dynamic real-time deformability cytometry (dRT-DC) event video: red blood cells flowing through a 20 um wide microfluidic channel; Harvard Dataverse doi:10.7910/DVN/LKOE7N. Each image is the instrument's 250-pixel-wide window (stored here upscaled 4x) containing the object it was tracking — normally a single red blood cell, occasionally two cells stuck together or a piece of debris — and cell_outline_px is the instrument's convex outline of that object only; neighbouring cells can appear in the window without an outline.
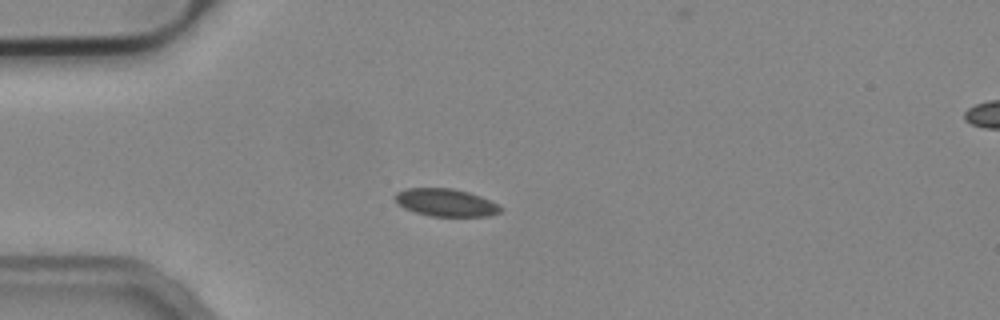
{"species": "common noctule bat (a hibernating species)", "species_latin": "Nyctalus noctula", "temperature_condition": "cold", "stored_images_in_passage": 41, "camera_frame_rate_fps": 3000, "um_per_image_px": 0.085, "animal": {"sex": "male", "body_mass_g": 19.2, "forearm_length_mm": 51.8}, "frame": {"image": 1, "passage_image": 1, "time_ms": 0.0, "image_size_px": [1000, 320], "cell_outline_px": [[504, 208], [500, 212], [488, 216], [432, 216], [416, 212], [404, 208], [396, 204], [396, 192], [408, 188], [452, 188], [468, 192], [480, 196], [500, 204]], "centroid_in_image_um": [37.92, 17.22], "position_along_channel_um": 47.1, "area_um2": 16.99}}
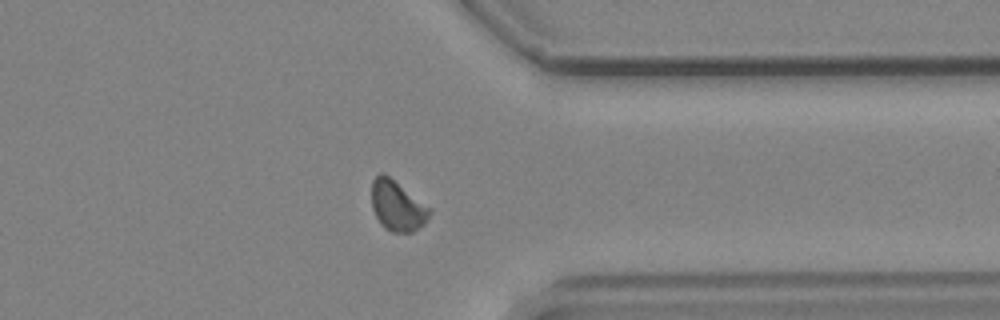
{"frame": {"image": 2, "passage_image": 29, "time_ms": 9.333, "image_size_px": [1000, 320], "cell_outline_px": [[432, 212], [424, 224], [412, 232], [392, 232], [384, 228], [380, 224], [372, 208], [372, 180], [380, 172], [384, 172], [432, 208]], "centroid_in_image_um": [33.78, 17.48], "position_along_channel_um": 377.6, "area_um2": 17.17}}
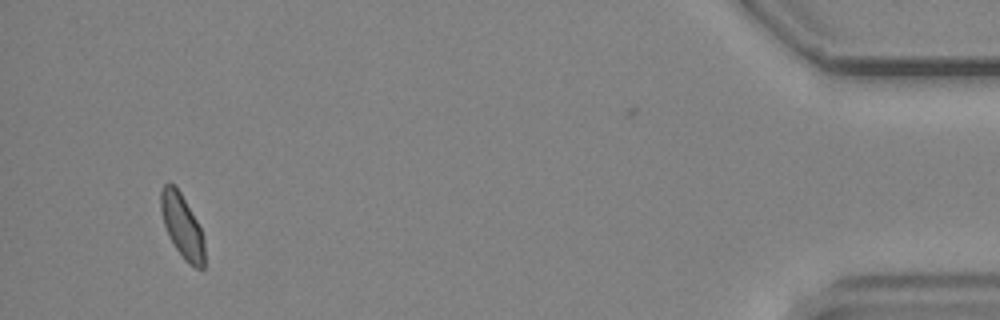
{"frame": {"image": 3, "passage_image": 38, "time_ms": 12.333, "image_size_px": [1000, 320], "cell_outline_px": [[204, 268], [196, 268], [188, 264], [184, 260], [168, 236], [164, 224], [160, 208], [160, 192], [164, 184], [168, 180], [180, 192], [196, 220], [204, 236]], "centroid_in_image_um": [15.47, 19.22], "position_along_channel_um": 419.7, "area_um2": 16.18}}